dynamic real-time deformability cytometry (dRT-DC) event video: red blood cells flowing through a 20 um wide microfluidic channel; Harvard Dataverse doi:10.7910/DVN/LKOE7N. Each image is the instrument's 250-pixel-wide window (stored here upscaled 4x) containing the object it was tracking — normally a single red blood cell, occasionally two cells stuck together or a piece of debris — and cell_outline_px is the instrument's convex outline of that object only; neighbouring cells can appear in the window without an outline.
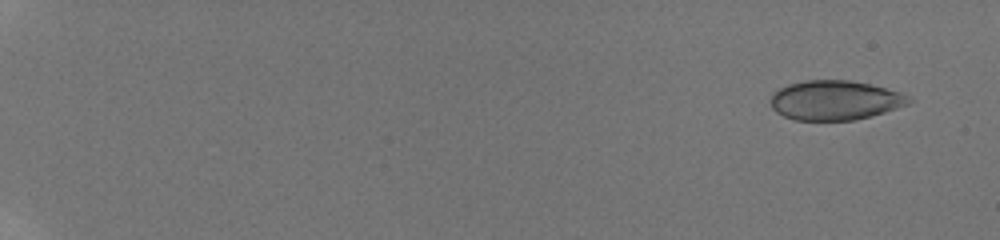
{"species": "human", "species_latin": "Homo sapiens", "temperature_condition": "room temperature", "stored_images_in_passage": 46, "camera_frame_rate_fps": 3000, "um_per_image_px": 0.085, "donor": {"sex": "male"}, "frame": {"image": 1, "passage_image": 3, "time_ms": 1.0, "image_size_px": [1000, 240], "cell_outline_px": [[912, 100], [908, 104], [884, 112], [852, 120], [796, 120], [784, 116], [776, 112], [772, 108], [772, 92], [788, 84], [804, 80], [848, 80], [868, 84], [900, 92], [908, 96]], "centroid_in_image_um": [70.94, 8.51], "position_along_channel_um": 14.1, "area_um2": 31.5}}
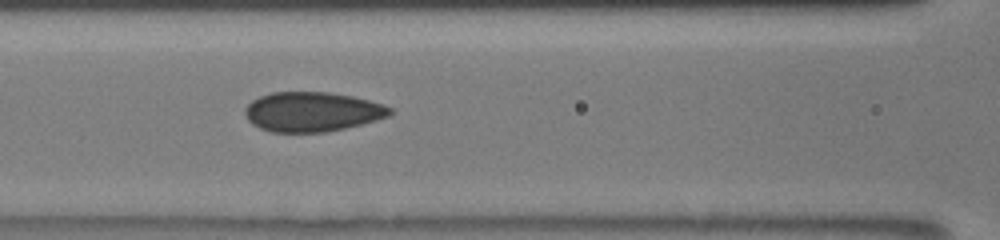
{"frame": {"image": 2, "passage_image": 22, "time_ms": 9.667, "image_size_px": [1000, 240], "cell_outline_px": [[392, 112], [388, 116], [376, 120], [344, 128], [324, 132], [272, 132], [260, 128], [252, 124], [248, 120], [244, 112], [244, 108], [252, 100], [260, 96], [272, 92], [328, 92], [352, 96], [384, 104], [392, 108]], "centroid_in_image_um": [26.51, 9.49], "position_along_channel_um": 140.1, "area_um2": 33.41}}
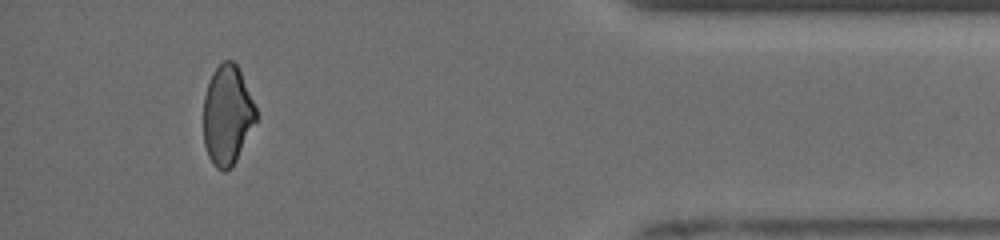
{"frame": {"image": 3, "passage_image": 43, "time_ms": 17.667, "image_size_px": [1000, 240], "cell_outline_px": [[256, 120], [236, 160], [224, 172], [216, 168], [212, 164], [208, 156], [204, 144], [204, 96], [212, 72], [224, 60], [232, 60], [236, 64], [240, 72], [256, 108]], "centroid_in_image_um": [19.3, 9.79], "position_along_channel_um": 415.9, "area_um2": 30.0}, "authors_computed_cell_mechanics": {"area_um2": 32.6859, "velocity_mm_per_s": 3.9083, "shape_relaxation_time_tau1_ms": null, "shape_relaxation_time_tau2_ms": 1.1628, "deformation_change_tau1": null, "deformation_change_tau2": 0.0515}}